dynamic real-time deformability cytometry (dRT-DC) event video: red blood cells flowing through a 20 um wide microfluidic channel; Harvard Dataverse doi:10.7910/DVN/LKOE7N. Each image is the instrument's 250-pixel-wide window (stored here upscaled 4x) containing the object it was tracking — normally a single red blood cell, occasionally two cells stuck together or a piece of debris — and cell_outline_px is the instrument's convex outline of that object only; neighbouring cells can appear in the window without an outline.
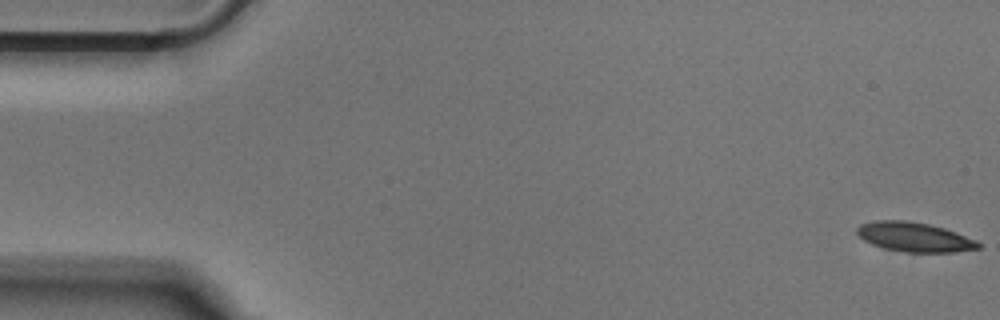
{"species": "Egyptian fruit bat (a non-hibernating species)", "species_latin": "Rousettus aegyptiacus", "temperature_condition": "cold", "stored_images_in_passage": 50, "camera_frame_rate_fps": 3000, "um_per_image_px": 0.085, "animal": {"sex": "male"}, "frame": {"image": 1, "passage_image": 1, "time_ms": 0.0, "image_size_px": [1000, 320], "cell_outline_px": [[980, 248], [956, 252], [904, 252], [884, 248], [872, 244], [864, 240], [856, 232], [856, 228], [860, 224], [872, 220], [908, 220], [928, 224], [944, 228], [956, 232], [976, 240], [980, 244]], "centroid_in_image_um": [77.7, 20.14], "position_along_channel_um": 7.3, "area_um2": 20.87}}
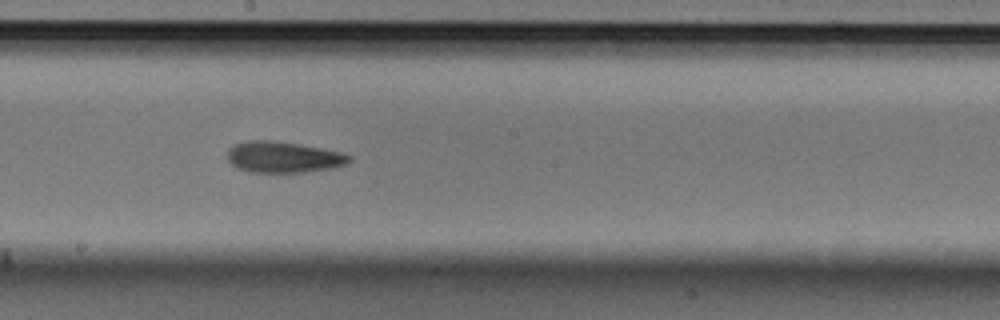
{"frame": {"image": 2, "passage_image": 28, "time_ms": 9.0, "image_size_px": [1000, 320], "cell_outline_px": [[352, 160], [344, 164], [332, 168], [304, 172], [248, 172], [236, 168], [228, 160], [228, 148], [232, 144], [248, 140], [272, 140], [320, 148], [340, 152], [352, 156]], "centroid_in_image_um": [24.03, 13.35], "position_along_channel_um": 224.2, "area_um2": 22.08}}
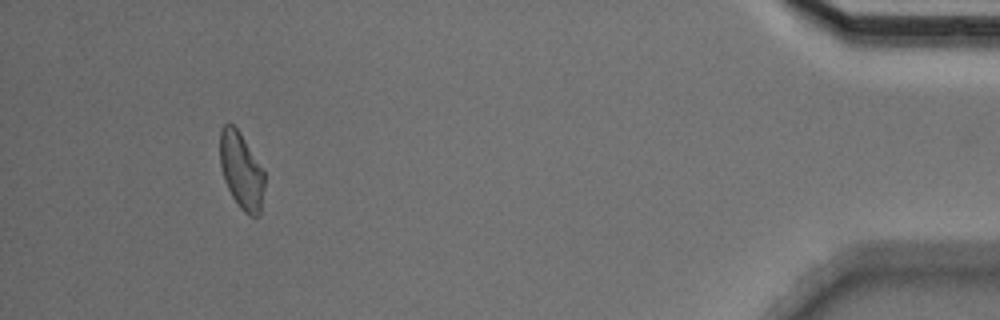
{"frame": {"image": 3, "passage_image": 48, "time_ms": 15.667, "image_size_px": [1000, 320], "cell_outline_px": [[264, 188], [260, 216], [248, 216], [240, 208], [232, 196], [224, 180], [220, 164], [220, 128], [224, 124], [232, 124], [240, 132], [264, 172]], "centroid_in_image_um": [20.51, 14.53], "position_along_channel_um": 414.7, "area_um2": 19.77}}